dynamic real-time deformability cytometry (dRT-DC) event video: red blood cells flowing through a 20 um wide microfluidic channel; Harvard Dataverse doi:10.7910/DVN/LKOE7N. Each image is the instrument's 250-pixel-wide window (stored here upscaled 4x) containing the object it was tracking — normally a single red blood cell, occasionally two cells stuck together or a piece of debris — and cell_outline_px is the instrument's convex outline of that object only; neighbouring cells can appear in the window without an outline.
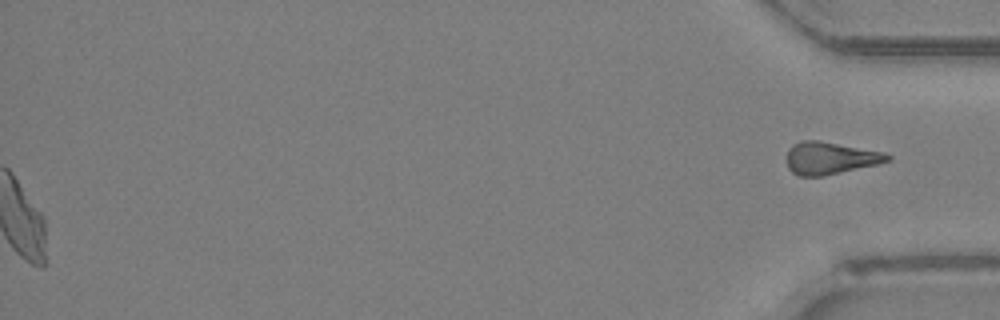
{"species": "Egyptian fruit bat (a non-hibernating species)", "species_latin": "Rousettus aegyptiacus", "temperature_condition": "room temperature", "stored_images_in_passage": 39, "segment_of_instrument_passage": [2, 2], "camera_frame_rate_fps": 3000, "um_per_image_px": 0.085, "animal": {"sex": "female"}, "frame": {"image": 1, "passage_image": 39, "time_ms": 12.667, "image_size_px": [1000, 320], "cell_outline_px": [[892, 160], [876, 164], [824, 176], [800, 176], [792, 172], [788, 168], [784, 160], [788, 148], [792, 144], [800, 140], [820, 140], [884, 152], [892, 156]], "centroid_in_image_um": [70.5, 13.42], "position_along_channel_um": 364.7, "area_um2": 19.31}}